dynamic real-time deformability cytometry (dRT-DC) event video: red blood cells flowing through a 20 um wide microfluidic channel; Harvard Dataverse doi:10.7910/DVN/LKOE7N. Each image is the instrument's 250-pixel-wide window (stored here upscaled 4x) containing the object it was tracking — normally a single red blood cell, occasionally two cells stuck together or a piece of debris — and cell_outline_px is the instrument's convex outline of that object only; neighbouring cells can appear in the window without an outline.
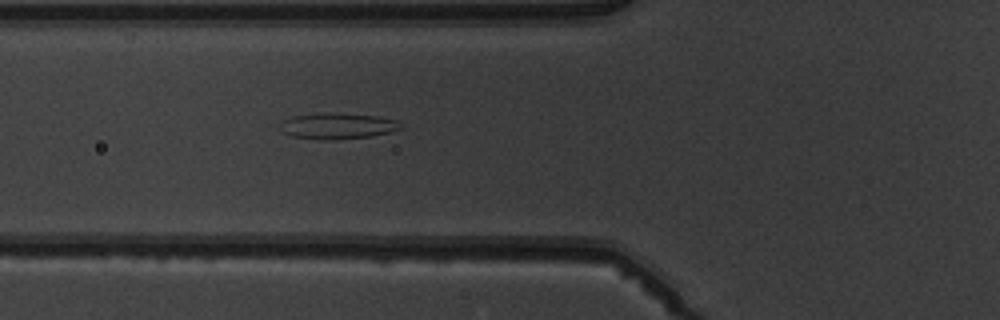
{"species": "common noctule bat (a hibernating species)", "species_latin": "Nyctalus noctula", "temperature_condition": "warm", "stored_images_in_passage": 5, "camera_frame_rate_fps": 3000, "um_per_image_px": 0.085, "animal": {"sex": "male", "body_mass_g": 19.5, "forearm_length_mm": 54.6}, "frame": {"image": 1, "passage_image": 5, "time_ms": 5.333, "image_size_px": [1000, 320], "cell_outline_px": [[404, 128], [392, 132], [372, 136], [336, 140], [324, 140], [292, 136], [280, 132], [276, 128], [284, 120], [292, 116], [376, 116], [396, 120]], "centroid_in_image_um": [28.69, 10.78], "position_along_channel_um": 97.1, "area_um2": 17.34}}